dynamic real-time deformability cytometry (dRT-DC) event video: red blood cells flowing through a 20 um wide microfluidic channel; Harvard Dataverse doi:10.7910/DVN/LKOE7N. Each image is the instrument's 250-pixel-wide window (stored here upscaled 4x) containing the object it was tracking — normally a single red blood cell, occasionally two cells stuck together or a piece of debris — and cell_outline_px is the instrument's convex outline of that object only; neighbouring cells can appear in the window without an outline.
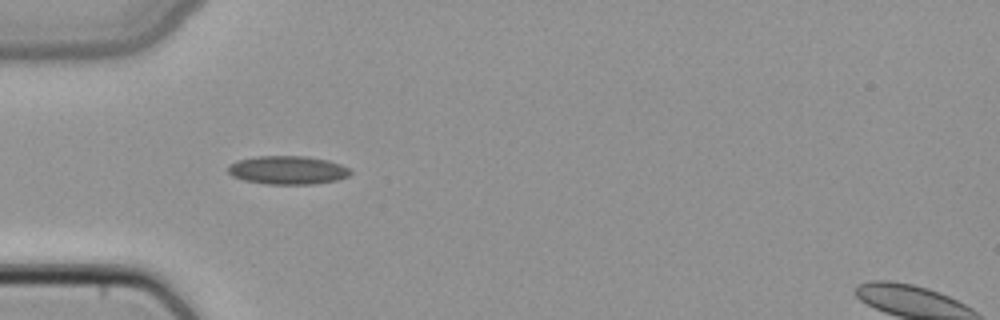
{"species": "common noctule bat (a hibernating species)", "species_latin": "Nyctalus noctula", "temperature_condition": "cold", "stored_images_in_passage": 26, "camera_frame_rate_fps": 3000, "um_per_image_px": 0.085, "animal": {"sex": "female", "body_mass_g": 22.7, "forearm_length_mm": 54.2}, "frame": {"image": 1, "passage_image": 1, "time_ms": 0.0, "image_size_px": [1000, 320], "cell_outline_px": [[352, 172], [348, 176], [336, 180], [312, 184], [268, 184], [244, 180], [232, 176], [228, 172], [228, 164], [236, 160], [256, 156], [304, 156], [328, 160], [340, 164], [348, 168]], "centroid_in_image_um": [24.42, 14.45], "position_along_channel_um": 60.6, "area_um2": 20.29}}
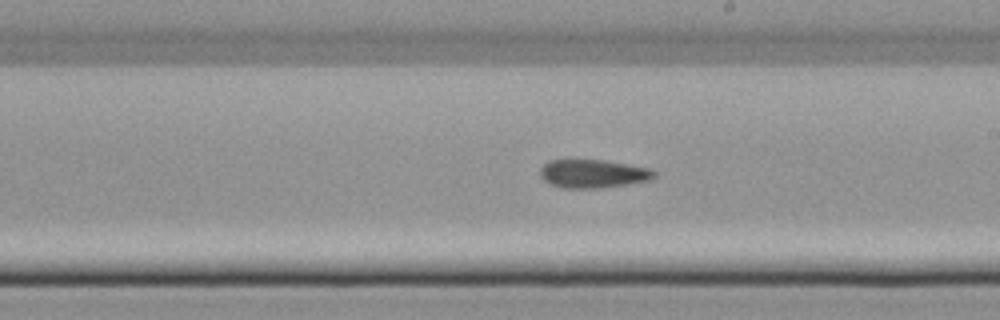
{"frame": {"image": 2, "passage_image": 14, "time_ms": 4.333, "image_size_px": [1000, 320], "cell_outline_px": [[656, 176], [648, 180], [600, 188], [564, 188], [552, 184], [544, 180], [540, 176], [540, 168], [548, 160], [572, 156], [604, 160], [652, 168], [656, 172]], "centroid_in_image_um": [50.34, 14.7], "position_along_channel_um": 238.7, "area_um2": 19.59}}
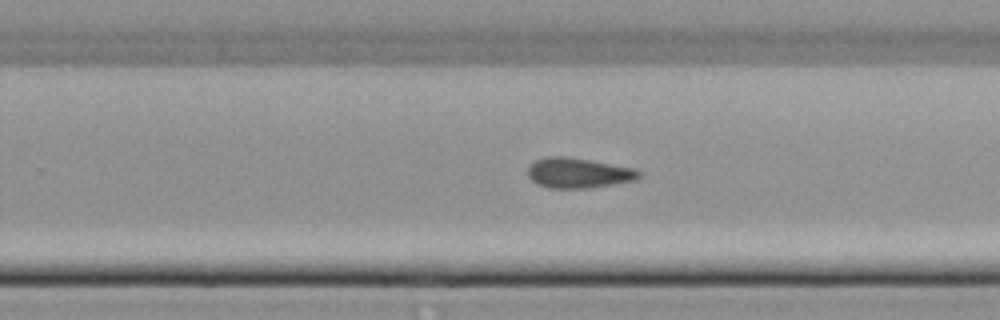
{"frame": {"image": 3, "passage_image": 17, "time_ms": 5.333, "image_size_px": [1000, 320], "cell_outline_px": [[640, 176], [636, 180], [588, 188], [548, 188], [536, 184], [528, 176], [528, 164], [536, 160], [548, 156], [564, 156], [636, 168], [640, 172]], "centroid_in_image_um": [49.13, 14.7], "position_along_channel_um": 280.7, "area_um2": 19.54}}